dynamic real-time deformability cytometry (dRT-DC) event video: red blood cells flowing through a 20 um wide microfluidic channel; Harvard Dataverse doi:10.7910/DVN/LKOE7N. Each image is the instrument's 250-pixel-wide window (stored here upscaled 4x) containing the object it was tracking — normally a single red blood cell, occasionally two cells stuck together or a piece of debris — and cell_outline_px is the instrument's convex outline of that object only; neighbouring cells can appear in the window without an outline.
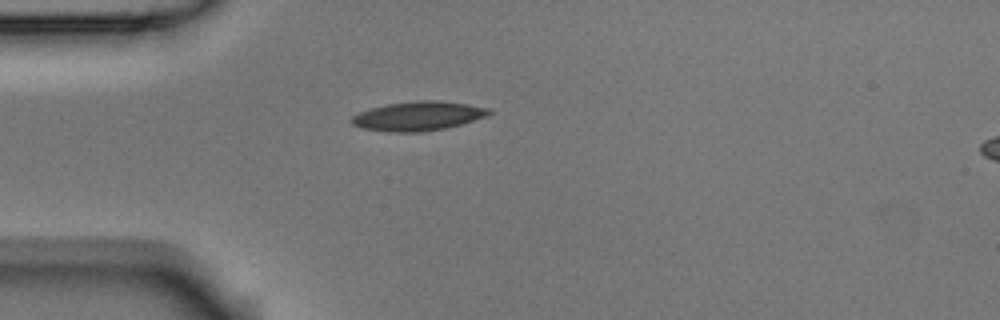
{"species": "Egyptian fruit bat (a non-hibernating species)", "species_latin": "Rousettus aegyptiacus", "temperature_condition": "room temperature", "stored_images_in_passage": 1, "camera_frame_rate_fps": 3000, "um_per_image_px": 0.085, "animal": {"sex": "male"}, "frame": {"image": 1, "passage_image": 1, "time_ms": 0.0, "image_size_px": [1000, 320], "cell_outline_px": [[492, 112], [488, 116], [460, 124], [444, 128], [420, 132], [388, 132], [360, 128], [352, 124], [352, 116], [360, 112], [372, 108], [388, 104], [416, 100], [436, 100], [468, 104], [492, 108]], "centroid_in_image_um": [35.57, 9.86], "position_along_channel_um": 49.4, "area_um2": 23.35}}